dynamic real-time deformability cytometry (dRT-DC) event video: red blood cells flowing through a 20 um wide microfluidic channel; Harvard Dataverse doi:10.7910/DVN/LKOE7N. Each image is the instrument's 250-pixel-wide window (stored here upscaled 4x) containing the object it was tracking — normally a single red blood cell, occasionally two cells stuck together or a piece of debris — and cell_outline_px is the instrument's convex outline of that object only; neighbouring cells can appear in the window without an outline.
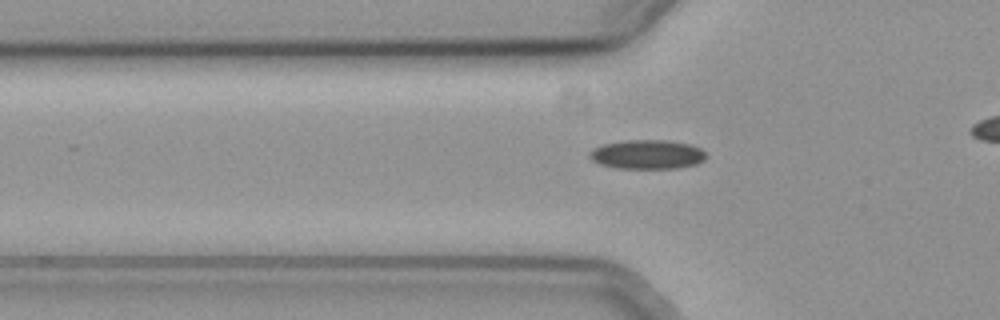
{"species": "common noctule bat (a hibernating species)", "species_latin": "Nyctalus noctula", "temperature_condition": "cold", "stored_images_in_passage": 30, "camera_frame_rate_fps": 3000, "um_per_image_px": 0.085, "animal": {"sex": "female", "body_mass_g": 19.3, "forearm_length_mm": 54.1}, "frame": {"image": 1, "passage_image": 3, "time_ms": 0.667, "image_size_px": [1000, 320], "cell_outline_px": [[708, 156], [704, 160], [696, 164], [680, 168], [616, 168], [600, 164], [592, 160], [588, 156], [588, 152], [592, 148], [604, 144], [624, 140], [664, 140], [688, 144], [700, 148]], "centroid_in_image_um": [54.99, 13.13], "position_along_channel_um": 70.8, "area_um2": 19.88}}
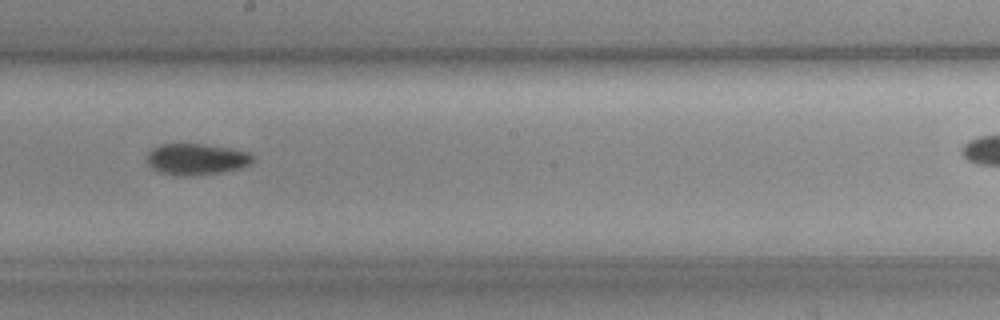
{"frame": {"image": 2, "passage_image": 16, "time_ms": 5.0, "image_size_px": [1000, 320], "cell_outline_px": [[252, 160], [248, 164], [240, 168], [220, 172], [192, 176], [172, 176], [156, 172], [144, 160], [148, 152], [152, 148], [160, 144], [204, 144], [228, 148], [248, 152], [252, 156]], "centroid_in_image_um": [16.58, 13.54], "position_along_channel_um": 231.6, "area_um2": 19.48}}
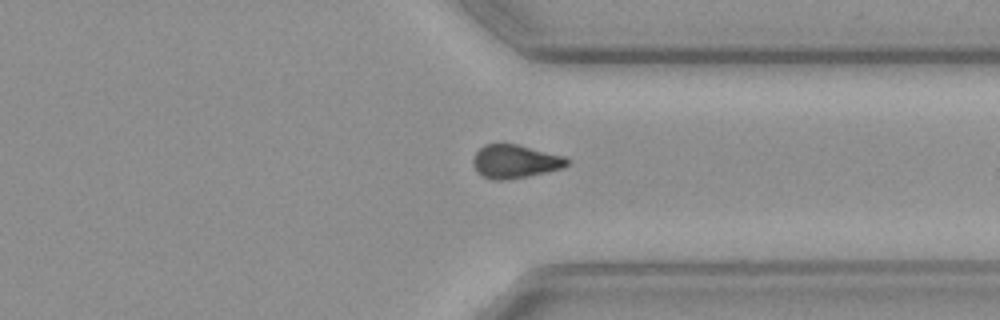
{"frame": {"image": 3, "passage_image": 27, "time_ms": 8.667, "image_size_px": [1000, 320], "cell_outline_px": [[568, 164], [564, 168], [548, 172], [508, 180], [492, 180], [480, 176], [476, 172], [472, 164], [472, 160], [476, 152], [484, 144], [516, 144], [564, 156], [568, 160]], "centroid_in_image_um": [43.74, 13.74], "position_along_channel_um": 367.7, "area_um2": 18.5}}